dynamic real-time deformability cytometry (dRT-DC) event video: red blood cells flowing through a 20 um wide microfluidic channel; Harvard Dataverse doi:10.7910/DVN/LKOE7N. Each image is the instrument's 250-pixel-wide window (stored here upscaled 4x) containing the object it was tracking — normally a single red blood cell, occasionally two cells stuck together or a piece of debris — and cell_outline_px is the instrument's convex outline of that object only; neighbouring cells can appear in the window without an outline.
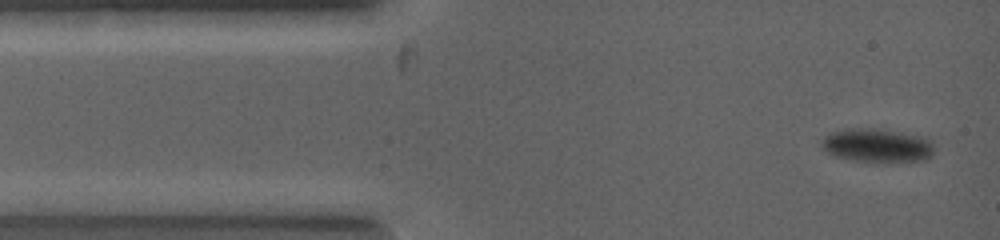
{"species": "common noctule bat (a hibernating species)", "species_latin": "Nyctalus noctula", "temperature_condition": "warm", "stored_images_in_passage": 13, "camera_frame_rate_fps": 5000, "um_per_image_px": 0.085, "animal": {"sex": "female", "body_mass_g": 19.0, "forearm_length_mm": 53.3}, "frame": {"image": 1, "passage_image": 1, "time_ms": 0.0, "image_size_px": [1000, 240], "cell_outline_px": [[932, 156], [928, 160], [852, 160], [836, 156], [828, 152], [820, 144], [820, 140], [824, 136], [832, 132], [844, 128], [876, 128], [924, 136], [932, 140]], "centroid_in_image_um": [74.54, 12.32], "position_along_channel_um": 10.5, "area_um2": 21.79}}
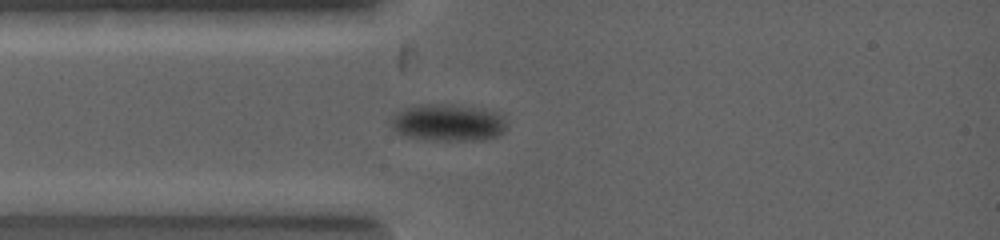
{"frame": {"image": 2, "passage_image": 8, "time_ms": 1.8, "image_size_px": [1000, 240], "cell_outline_px": [[508, 128], [504, 132], [496, 136], [484, 140], [432, 140], [408, 136], [396, 132], [392, 128], [392, 116], [396, 112], [408, 108], [432, 104], [452, 104], [500, 112], [508, 120]], "centroid_in_image_um": [38.18, 10.43], "position_along_channel_um": 46.8, "area_um2": 24.97}}
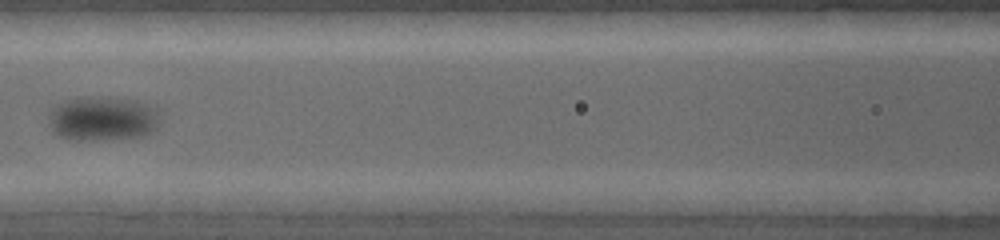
{"frame": {"image": 3, "passage_image": 12, "time_ms": 3.8, "image_size_px": [1000, 240], "cell_outline_px": [[160, 124], [152, 132], [140, 136], [100, 140], [72, 140], [56, 136], [52, 132], [52, 112], [60, 104], [72, 100], [128, 100], [156, 108], [160, 120]], "centroid_in_image_um": [8.78, 10.18], "position_along_channel_um": 157.8, "area_um2": 27.17}}